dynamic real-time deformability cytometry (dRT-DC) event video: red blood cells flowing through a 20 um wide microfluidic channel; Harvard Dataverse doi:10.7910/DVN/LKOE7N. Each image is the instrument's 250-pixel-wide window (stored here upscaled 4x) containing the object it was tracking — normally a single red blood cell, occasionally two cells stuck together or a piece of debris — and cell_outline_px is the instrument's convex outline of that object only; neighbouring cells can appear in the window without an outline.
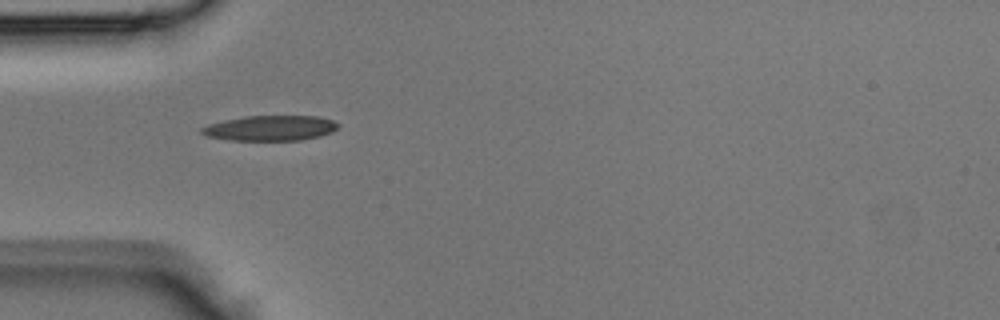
{"species": "Egyptian fruit bat (a non-hibernating species)", "species_latin": "Rousettus aegyptiacus", "temperature_condition": "room temperature", "stored_images_in_passage": 31, "camera_frame_rate_fps": 3000, "um_per_image_px": 0.085, "animal": {"sex": "male"}, "frame": {"image": 1, "passage_image": 1, "time_ms": 0.0, "image_size_px": [1000, 320], "cell_outline_px": [[340, 124], [332, 132], [320, 136], [300, 140], [228, 140], [204, 136], [200, 132], [200, 128], [208, 124], [224, 120], [244, 116], [316, 116], [332, 120]], "centroid_in_image_um": [22.93, 10.89], "position_along_channel_um": 62.1, "area_um2": 20.11}}
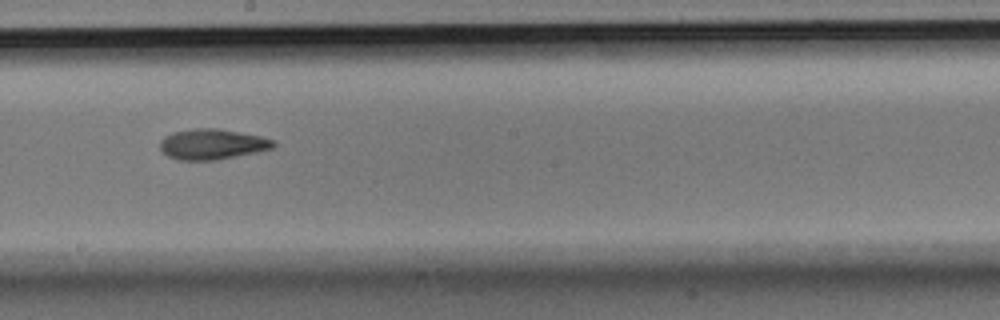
{"frame": {"image": 2, "passage_image": 12, "time_ms": 3.667, "image_size_px": [1000, 320], "cell_outline_px": [[276, 144], [272, 148], [256, 152], [216, 160], [180, 160], [168, 156], [160, 148], [160, 140], [164, 136], [172, 132], [192, 128], [216, 128], [260, 136], [276, 140]], "centroid_in_image_um": [18.02, 12.25], "position_along_channel_um": 230.2, "area_um2": 20.11}}
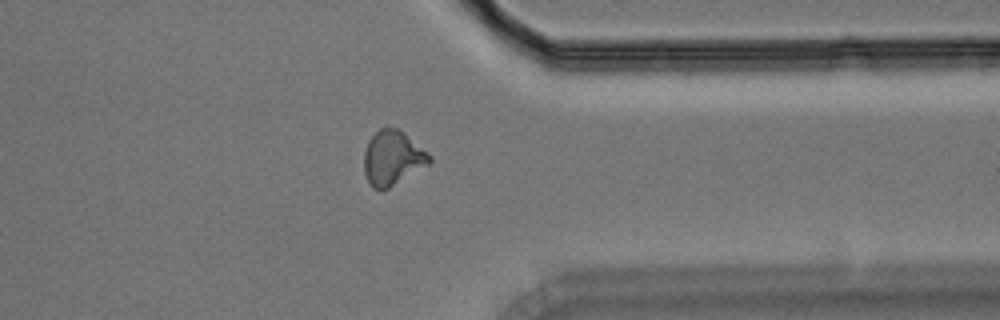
{"frame": {"image": 3, "passage_image": 22, "time_ms": 7.0, "image_size_px": [1000, 320], "cell_outline_px": [[432, 160], [428, 164], [388, 188], [380, 192], [372, 188], [364, 172], [364, 152], [368, 140], [380, 128], [400, 128], [428, 152], [432, 156]], "centroid_in_image_um": [33.36, 13.42], "position_along_channel_um": 378.0, "area_um2": 20.81}}